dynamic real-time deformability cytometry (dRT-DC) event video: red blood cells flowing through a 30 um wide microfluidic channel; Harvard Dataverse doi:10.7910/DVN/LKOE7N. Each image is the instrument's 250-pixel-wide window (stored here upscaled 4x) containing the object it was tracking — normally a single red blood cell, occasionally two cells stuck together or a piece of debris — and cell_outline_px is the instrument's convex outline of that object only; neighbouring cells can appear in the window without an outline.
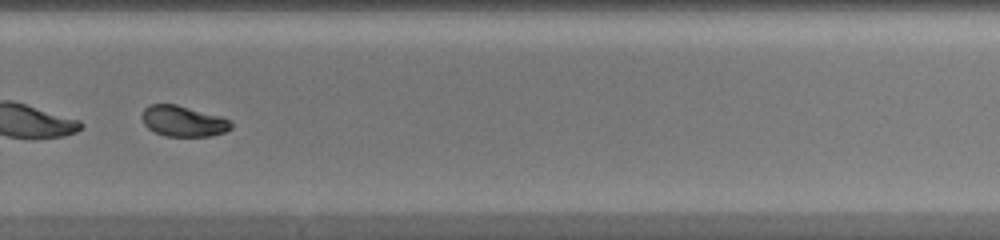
{"species": "common noctule bat (a hibernating species)", "species_latin": "Nyctalus noctula", "temperature_condition": "warm", "stored_images_in_passage": 45, "camera_frame_rate_fps": 3000, "um_per_image_px": 0.085, "animal": {"sex": "female", "body_mass_g": 20.0, "forearm_length_mm": 54.0}, "frame": {"image": 1, "passage_image": 32, "time_ms": 10.333, "image_size_px": [1000, 240], "cell_outline_px": [[232, 128], [224, 132], [208, 136], [164, 136], [148, 128], [144, 124], [140, 116], [144, 108], [148, 104], [176, 104], [220, 116], [232, 120]], "centroid_in_image_um": [15.55, 10.29], "position_along_channel_um": 314.2, "area_um2": 16.07}}